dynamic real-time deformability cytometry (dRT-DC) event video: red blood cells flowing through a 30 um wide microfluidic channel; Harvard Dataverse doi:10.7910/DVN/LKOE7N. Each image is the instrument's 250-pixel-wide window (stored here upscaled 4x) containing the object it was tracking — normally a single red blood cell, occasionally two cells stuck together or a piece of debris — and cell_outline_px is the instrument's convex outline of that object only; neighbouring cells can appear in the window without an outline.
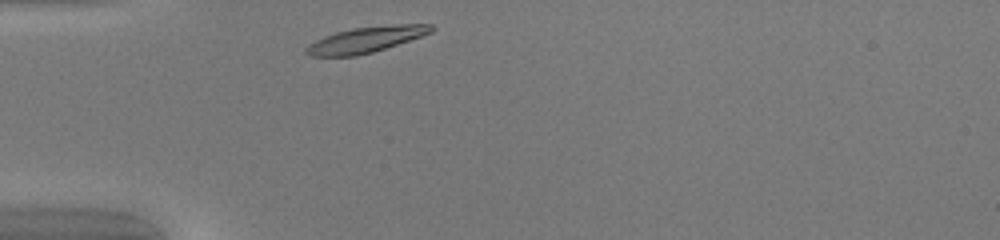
{"species": "common noctule bat (a hibernating species)", "species_latin": "Nyctalus noctula", "temperature_condition": "warm", "stored_images_in_passage": 28, "camera_frame_rate_fps": 3000, "um_per_image_px": 0.085, "animal": {"sex": "female", "body_mass_g": 20.0, "forearm_length_mm": 54.0}, "frame": {"image": 1, "passage_image": 1, "time_ms": 0.0, "image_size_px": [1000, 240], "cell_outline_px": [[432, 32], [372, 52], [356, 56], [308, 56], [304, 52], [304, 48], [316, 40], [324, 36], [336, 32], [352, 28], [400, 24], [432, 24]], "centroid_in_image_um": [31.03, 3.37], "position_along_channel_um": 54.0, "area_um2": 18.44}}
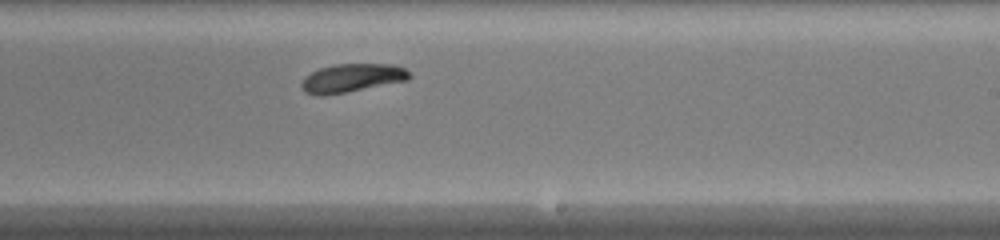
{"frame": {"image": 2, "passage_image": 17, "time_ms": 5.333, "image_size_px": [1000, 240], "cell_outline_px": [[412, 76], [408, 80], [324, 96], [316, 96], [304, 92], [300, 84], [304, 76], [320, 68], [336, 64], [392, 64], [404, 68]], "centroid_in_image_um": [29.87, 6.63], "position_along_channel_um": 259.1, "area_um2": 17.86}}
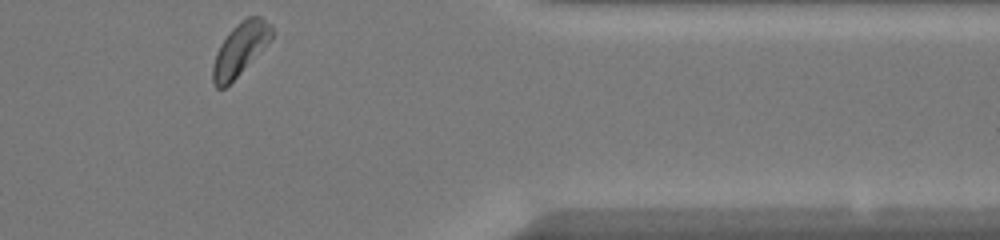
{"frame": {"image": 3, "passage_image": 28, "time_ms": 9.0, "image_size_px": [1000, 240], "cell_outline_px": [[276, 32], [268, 44], [224, 88], [216, 88], [212, 84], [212, 64], [216, 52], [220, 44], [228, 32], [240, 20], [248, 16], [260, 16], [272, 24]], "centroid_in_image_um": [20.43, 4.13], "position_along_channel_um": 391.0, "area_um2": 18.26}, "authors_computed_cell_mechanics": {"area_um2": 17.918, "velocity_mm_per_s": 4.0925, "shape_relaxation_time_tau1_ms": 3.6669, "shape_relaxation_time_tau2_ms": null, "deformation_change_tau1": 0.1268, "deformation_change_tau2": null}}